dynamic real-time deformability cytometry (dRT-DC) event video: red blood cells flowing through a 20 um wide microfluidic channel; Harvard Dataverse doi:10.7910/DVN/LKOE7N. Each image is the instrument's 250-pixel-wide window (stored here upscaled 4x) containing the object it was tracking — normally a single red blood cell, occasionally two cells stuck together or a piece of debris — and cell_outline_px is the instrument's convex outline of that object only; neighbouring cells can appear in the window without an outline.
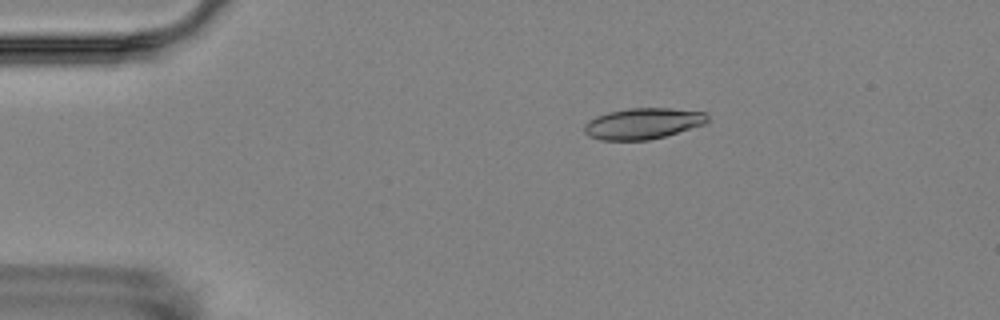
{"species": "Egyptian fruit bat (a non-hibernating species)", "species_latin": "Rousettus aegyptiacus", "temperature_condition": "room temperature", "stored_images_in_passage": 9, "camera_frame_rate_fps": 3000, "um_per_image_px": 0.085, "animal": {"sex": "female"}, "frame": {"image": 1, "passage_image": 4, "time_ms": 3.333, "image_size_px": [1000, 320], "cell_outline_px": [[708, 120], [704, 124], [664, 136], [648, 140], [600, 140], [588, 136], [584, 132], [584, 124], [588, 120], [596, 116], [608, 112], [628, 108], [672, 108], [708, 112]], "centroid_in_image_um": [54.63, 10.49], "position_along_channel_um": 30.4, "area_um2": 22.37}}
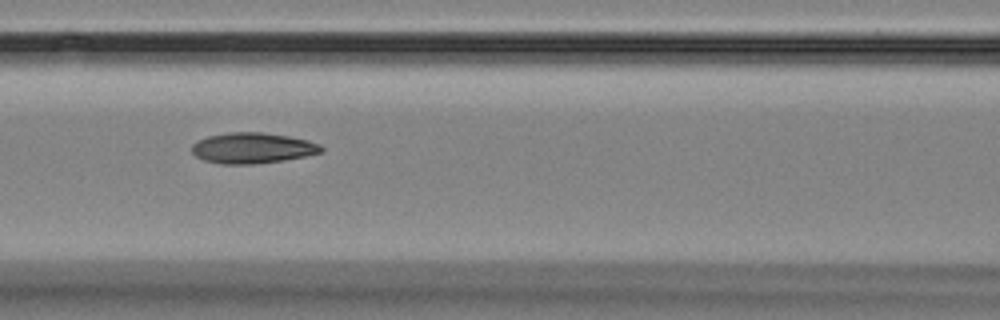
{"frame": {"image": 2, "passage_image": 8, "time_ms": 8.0, "image_size_px": [1000, 320], "cell_outline_px": [[324, 152], [284, 160], [252, 164], [220, 164], [204, 160], [196, 156], [192, 152], [192, 144], [196, 140], [208, 136], [228, 132], [264, 132], [288, 136], [308, 140], [320, 144], [324, 148]], "centroid_in_image_um": [21.46, 12.58], "position_along_channel_um": 145.1, "area_um2": 23.29}}
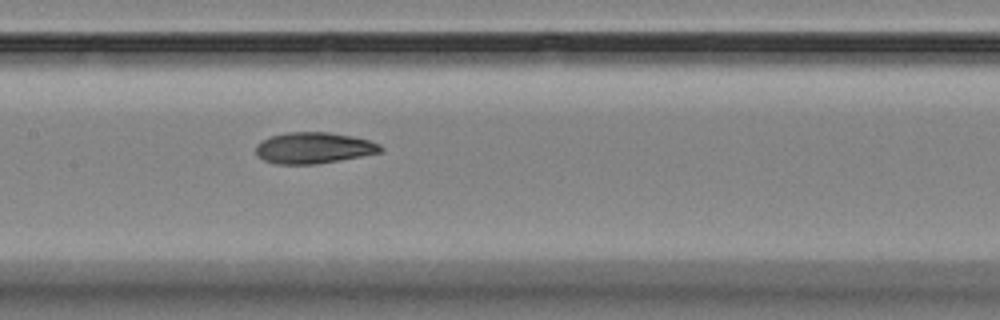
{"frame": {"image": 3, "passage_image": 9, "time_ms": 9.0, "image_size_px": [1000, 320], "cell_outline_px": [[384, 148], [380, 152], [340, 160], [316, 164], [276, 164], [264, 160], [256, 156], [256, 144], [260, 140], [272, 136], [288, 132], [328, 132], [352, 136], [368, 140], [380, 144]], "centroid_in_image_um": [26.63, 12.57], "position_along_channel_um": 180.8, "area_um2": 22.66}}